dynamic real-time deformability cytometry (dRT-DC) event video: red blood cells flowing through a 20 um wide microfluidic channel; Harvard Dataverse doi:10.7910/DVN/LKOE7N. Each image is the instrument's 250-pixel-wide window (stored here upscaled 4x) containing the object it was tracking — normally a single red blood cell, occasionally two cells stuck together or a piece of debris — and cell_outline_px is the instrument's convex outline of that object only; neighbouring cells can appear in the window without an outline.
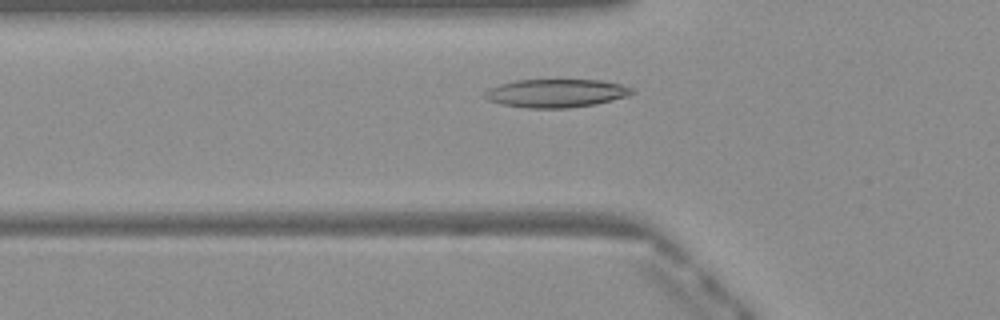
{"species": "Egyptian fruit bat (a non-hibernating species)", "species_latin": "Rousettus aegyptiacus", "temperature_condition": "warm", "stored_images_in_passage": 36, "camera_frame_rate_fps": 3000, "um_per_image_px": 0.085, "frame": {"image": 1, "passage_image": 3, "time_ms": 0.667, "image_size_px": [1000, 320], "cell_outline_px": [[636, 92], [612, 100], [596, 104], [568, 108], [528, 108], [500, 104], [488, 100], [484, 96], [484, 92], [488, 88], [500, 84], [516, 80], [604, 80], [620, 84], [632, 88]], "centroid_in_image_um": [47.25, 7.92], "position_along_channel_um": 78.6, "area_um2": 24.28}}
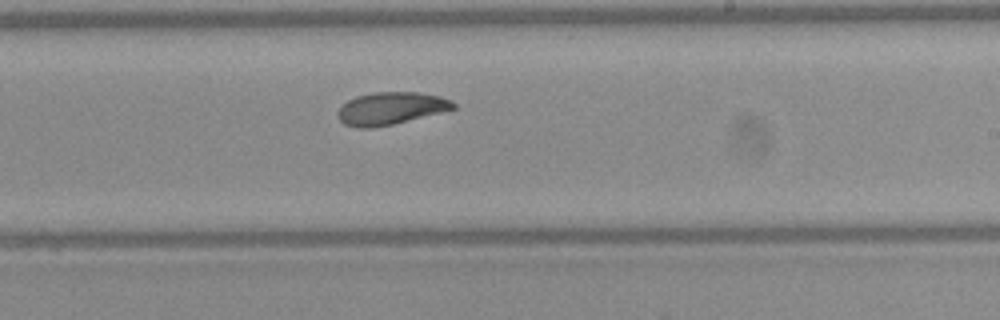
{"frame": {"image": 2, "passage_image": 16, "time_ms": 5.0, "image_size_px": [1000, 320], "cell_outline_px": [[456, 108], [392, 124], [368, 128], [360, 128], [344, 124], [336, 116], [336, 112], [348, 100], [356, 96], [376, 92], [420, 92], [440, 96], [452, 100], [456, 104]], "centroid_in_image_um": [33.21, 9.2], "position_along_channel_um": 255.8, "area_um2": 21.68}}
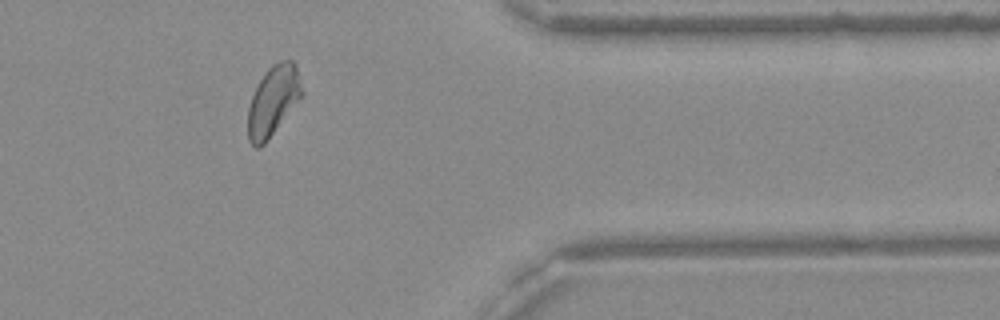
{"frame": {"image": 3, "passage_image": 27, "time_ms": 8.667, "image_size_px": [1000, 320], "cell_outline_px": [[304, 96], [268, 140], [260, 148], [256, 148], [248, 140], [248, 108], [252, 96], [260, 80], [268, 68], [272, 64], [280, 60], [292, 60], [296, 64], [304, 92]], "centroid_in_image_um": [23.25, 8.57], "position_along_channel_um": 388.1, "area_um2": 22.31}, "authors_computed_cell_mechanics": {"area_um2": 22.0507, "velocity_mm_per_s": 4.0729, "shape_relaxation_time_tau1_ms": 5.7311, "shape_relaxation_time_tau2_ms": 4.7545, "deformation_change_tau1": 0.1629, "deformation_change_tau2": 0.078}}